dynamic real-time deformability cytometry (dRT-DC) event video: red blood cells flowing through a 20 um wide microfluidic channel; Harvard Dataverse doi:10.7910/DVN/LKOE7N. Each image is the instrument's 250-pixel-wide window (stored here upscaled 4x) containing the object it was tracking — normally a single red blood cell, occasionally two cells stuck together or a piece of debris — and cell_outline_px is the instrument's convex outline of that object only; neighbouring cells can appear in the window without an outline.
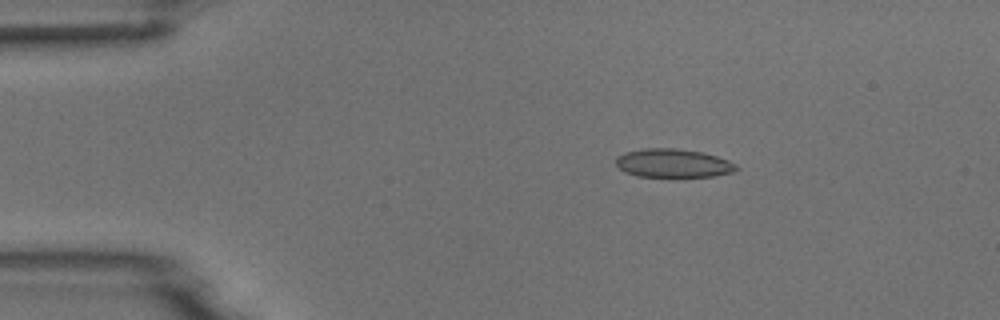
{"species": "common noctule bat (a hibernating species)", "species_latin": "Nyctalus noctula", "temperature_condition": "room temperature", "stored_images_in_passage": 4, "camera_frame_rate_fps": 3000, "um_per_image_px": 0.085, "animal": {"sex": "male", "body_mass_g": 18.8}, "frame": {"image": 1, "passage_image": 3, "time_ms": 0.667, "image_size_px": [1000, 320], "cell_outline_px": [[740, 168], [736, 172], [716, 176], [680, 180], [672, 180], [640, 176], [624, 172], [616, 164], [616, 156], [624, 152], [644, 148], [676, 148], [704, 152], [728, 160], [736, 164]], "centroid_in_image_um": [57.27, 13.93], "position_along_channel_um": 27.7, "area_um2": 21.39}}